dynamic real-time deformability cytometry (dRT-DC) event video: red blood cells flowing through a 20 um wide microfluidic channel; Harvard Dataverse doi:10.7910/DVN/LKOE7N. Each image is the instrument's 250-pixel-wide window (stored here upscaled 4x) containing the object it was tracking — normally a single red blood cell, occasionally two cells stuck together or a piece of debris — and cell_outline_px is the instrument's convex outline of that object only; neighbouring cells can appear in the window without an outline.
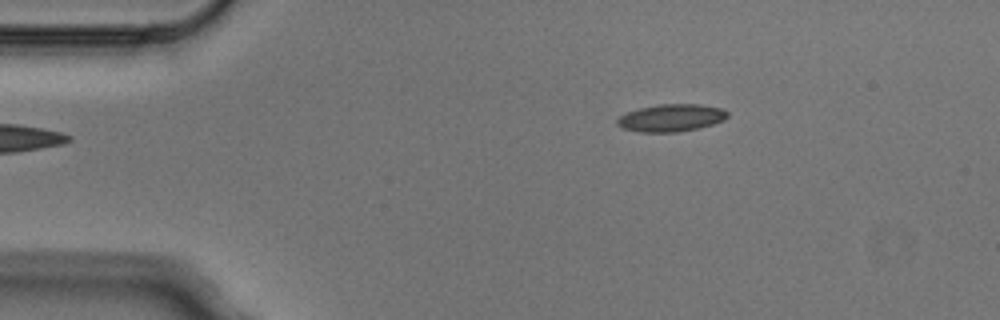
{"species": "Egyptian fruit bat (a non-hibernating species)", "species_latin": "Rousettus aegyptiacus", "temperature_condition": "cold", "stored_images_in_passage": 3, "camera_frame_rate_fps": 3000, "um_per_image_px": 0.085, "animal": {"sex": "male"}, "frame": {"image": 1, "passage_image": 3, "time_ms": 0.667, "image_size_px": [1000, 320], "cell_outline_px": [[728, 116], [724, 120], [712, 124], [696, 128], [676, 132], [640, 132], [620, 128], [616, 124], [616, 120], [620, 116], [628, 112], [640, 108], [660, 104], [696, 104], [724, 108], [728, 112]], "centroid_in_image_um": [57.04, 10.02], "position_along_channel_um": 28.0, "area_um2": 17.57}}